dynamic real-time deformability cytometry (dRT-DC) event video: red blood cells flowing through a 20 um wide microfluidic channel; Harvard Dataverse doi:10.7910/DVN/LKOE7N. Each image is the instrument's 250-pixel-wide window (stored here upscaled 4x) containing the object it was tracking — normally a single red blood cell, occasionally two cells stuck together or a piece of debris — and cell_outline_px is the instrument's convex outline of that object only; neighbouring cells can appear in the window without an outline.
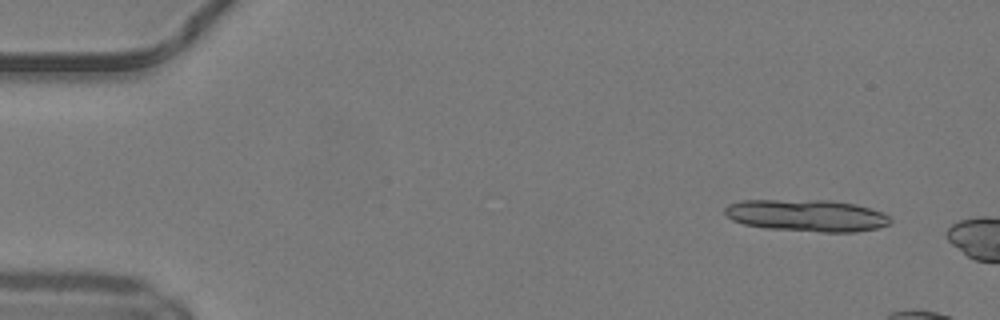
{"species": "common noctule bat (a hibernating species)", "species_latin": "Nyctalus noctula", "temperature_condition": "warm", "stored_images_in_passage": 8, "camera_frame_rate_fps": 3000, "um_per_image_px": 0.085, "animal": {"sex": "male", "body_mass_g": 19.2, "forearm_length_mm": 51.8}, "frame": {"image": 1, "passage_image": 4, "time_ms": 1.0, "image_size_px": [1000, 320], "cell_outline_px": [[892, 220], [888, 224], [876, 228], [856, 232], [820, 232], [764, 228], [744, 224], [732, 220], [724, 212], [724, 208], [728, 204], [740, 200], [832, 200], [856, 204], [884, 212]], "centroid_in_image_um": [68.57, 18.31], "position_along_channel_um": 16.4, "area_um2": 31.04}}